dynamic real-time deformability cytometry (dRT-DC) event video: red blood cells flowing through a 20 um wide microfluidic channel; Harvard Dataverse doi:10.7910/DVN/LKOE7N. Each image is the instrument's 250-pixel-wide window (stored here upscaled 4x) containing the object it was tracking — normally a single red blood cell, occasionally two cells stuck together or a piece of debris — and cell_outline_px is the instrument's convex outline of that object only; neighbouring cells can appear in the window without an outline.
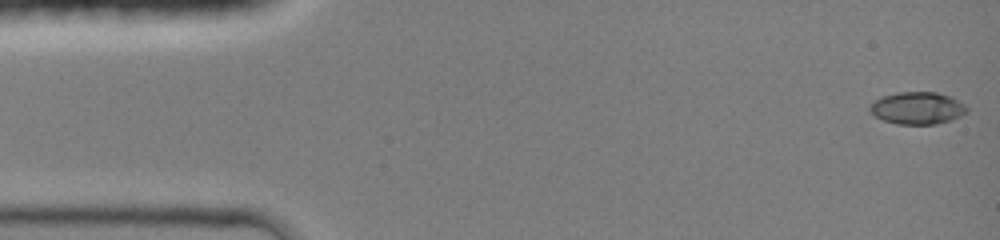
{"species": "common noctule bat (a hibernating species)", "species_latin": "Nyctalus noctula", "temperature_condition": "room temperature", "stored_images_in_passage": 9, "camera_frame_rate_fps": 3000, "um_per_image_px": 0.085, "animal": {"sex": "female", "body_mass_g": 19.0, "forearm_length_mm": 51.5}, "frame": {"image": 1, "passage_image": 1, "time_ms": 0.0, "image_size_px": [1000, 240], "cell_outline_px": [[968, 112], [952, 120], [936, 124], [896, 124], [884, 120], [876, 116], [868, 108], [868, 104], [884, 96], [900, 92], [936, 92], [952, 96], [964, 104], [968, 108]], "centroid_in_image_um": [78.01, 9.19], "position_along_channel_um": 7.0, "area_um2": 18.26}}
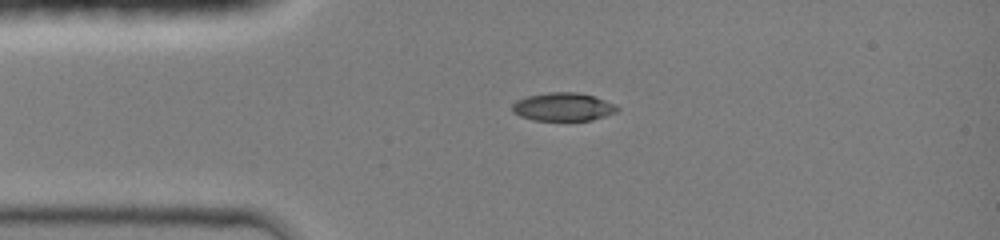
{"frame": {"image": 2, "passage_image": 7, "time_ms": 3.0, "image_size_px": [1000, 240], "cell_outline_px": [[620, 108], [616, 112], [592, 120], [532, 120], [520, 116], [512, 112], [512, 104], [516, 100], [528, 96], [548, 92], [576, 92], [592, 96], [616, 104]], "centroid_in_image_um": [47.85, 9.08], "position_along_channel_um": 37.2, "area_um2": 17.22}}